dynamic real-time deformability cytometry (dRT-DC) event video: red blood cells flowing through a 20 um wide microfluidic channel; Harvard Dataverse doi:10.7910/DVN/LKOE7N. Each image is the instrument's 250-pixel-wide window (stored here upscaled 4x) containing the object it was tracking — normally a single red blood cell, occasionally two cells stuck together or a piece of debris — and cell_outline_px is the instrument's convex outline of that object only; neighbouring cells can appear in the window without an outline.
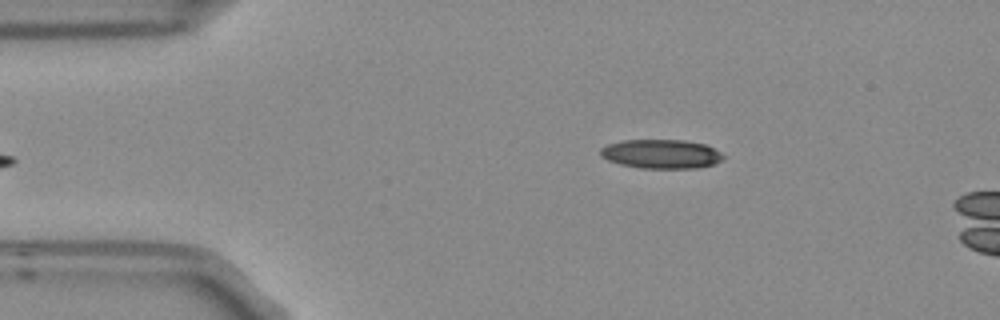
{"species": "Egyptian fruit bat (a non-hibernating species)", "species_latin": "Rousettus aegyptiacus", "temperature_condition": "room temperature", "stored_images_in_passage": 4, "camera_frame_rate_fps": 3000, "um_per_image_px": 0.085, "frame": {"image": 1, "passage_image": 4, "time_ms": 1.0, "image_size_px": [1000, 320], "cell_outline_px": [[724, 156], [720, 160], [712, 164], [696, 168], [640, 168], [620, 164], [608, 160], [600, 156], [600, 148], [608, 144], [624, 140], [684, 140], [704, 144], [720, 152]], "centroid_in_image_um": [56.16, 13.08], "position_along_channel_um": 28.8, "area_um2": 20.63}}